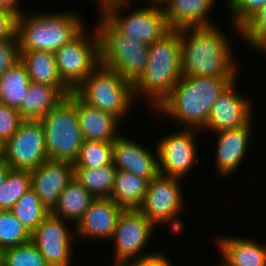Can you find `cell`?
<instances>
[{
	"instance_id": "obj_43",
	"label": "cell",
	"mask_w": 266,
	"mask_h": 266,
	"mask_svg": "<svg viewBox=\"0 0 266 266\" xmlns=\"http://www.w3.org/2000/svg\"><path fill=\"white\" fill-rule=\"evenodd\" d=\"M114 266H132V261H114ZM128 263V264H127Z\"/></svg>"
},
{
	"instance_id": "obj_47",
	"label": "cell",
	"mask_w": 266,
	"mask_h": 266,
	"mask_svg": "<svg viewBox=\"0 0 266 266\" xmlns=\"http://www.w3.org/2000/svg\"><path fill=\"white\" fill-rule=\"evenodd\" d=\"M153 1L160 2L161 0H151V2H153Z\"/></svg>"
},
{
	"instance_id": "obj_29",
	"label": "cell",
	"mask_w": 266,
	"mask_h": 266,
	"mask_svg": "<svg viewBox=\"0 0 266 266\" xmlns=\"http://www.w3.org/2000/svg\"><path fill=\"white\" fill-rule=\"evenodd\" d=\"M31 233L51 213L41 203L32 188L28 189L19 201L9 210Z\"/></svg>"
},
{
	"instance_id": "obj_8",
	"label": "cell",
	"mask_w": 266,
	"mask_h": 266,
	"mask_svg": "<svg viewBox=\"0 0 266 266\" xmlns=\"http://www.w3.org/2000/svg\"><path fill=\"white\" fill-rule=\"evenodd\" d=\"M85 31L54 52L61 81L71 92L100 64L98 31L89 37Z\"/></svg>"
},
{
	"instance_id": "obj_16",
	"label": "cell",
	"mask_w": 266,
	"mask_h": 266,
	"mask_svg": "<svg viewBox=\"0 0 266 266\" xmlns=\"http://www.w3.org/2000/svg\"><path fill=\"white\" fill-rule=\"evenodd\" d=\"M31 173V188L41 203L52 212L60 195L74 177V164L67 161L47 159Z\"/></svg>"
},
{
	"instance_id": "obj_4",
	"label": "cell",
	"mask_w": 266,
	"mask_h": 266,
	"mask_svg": "<svg viewBox=\"0 0 266 266\" xmlns=\"http://www.w3.org/2000/svg\"><path fill=\"white\" fill-rule=\"evenodd\" d=\"M57 13V14H56ZM76 13H34L17 16L20 51L55 52L75 38L86 26Z\"/></svg>"
},
{
	"instance_id": "obj_38",
	"label": "cell",
	"mask_w": 266,
	"mask_h": 266,
	"mask_svg": "<svg viewBox=\"0 0 266 266\" xmlns=\"http://www.w3.org/2000/svg\"><path fill=\"white\" fill-rule=\"evenodd\" d=\"M17 30V15L0 7V41L14 37Z\"/></svg>"
},
{
	"instance_id": "obj_46",
	"label": "cell",
	"mask_w": 266,
	"mask_h": 266,
	"mask_svg": "<svg viewBox=\"0 0 266 266\" xmlns=\"http://www.w3.org/2000/svg\"><path fill=\"white\" fill-rule=\"evenodd\" d=\"M222 264V265H221ZM221 264H219V266H229L227 263H225L224 261L221 263Z\"/></svg>"
},
{
	"instance_id": "obj_3",
	"label": "cell",
	"mask_w": 266,
	"mask_h": 266,
	"mask_svg": "<svg viewBox=\"0 0 266 266\" xmlns=\"http://www.w3.org/2000/svg\"><path fill=\"white\" fill-rule=\"evenodd\" d=\"M181 77V39L179 30L171 29L150 44L145 69L132 83L134 98L142 94L156 109Z\"/></svg>"
},
{
	"instance_id": "obj_24",
	"label": "cell",
	"mask_w": 266,
	"mask_h": 266,
	"mask_svg": "<svg viewBox=\"0 0 266 266\" xmlns=\"http://www.w3.org/2000/svg\"><path fill=\"white\" fill-rule=\"evenodd\" d=\"M94 199L95 197L73 177L51 213L66 221L71 220L76 226Z\"/></svg>"
},
{
	"instance_id": "obj_7",
	"label": "cell",
	"mask_w": 266,
	"mask_h": 266,
	"mask_svg": "<svg viewBox=\"0 0 266 266\" xmlns=\"http://www.w3.org/2000/svg\"><path fill=\"white\" fill-rule=\"evenodd\" d=\"M74 93L87 104L118 118L134 103L133 84L118 72L99 64Z\"/></svg>"
},
{
	"instance_id": "obj_30",
	"label": "cell",
	"mask_w": 266,
	"mask_h": 266,
	"mask_svg": "<svg viewBox=\"0 0 266 266\" xmlns=\"http://www.w3.org/2000/svg\"><path fill=\"white\" fill-rule=\"evenodd\" d=\"M30 188V171L10 169L4 184L0 187V211L10 210Z\"/></svg>"
},
{
	"instance_id": "obj_28",
	"label": "cell",
	"mask_w": 266,
	"mask_h": 266,
	"mask_svg": "<svg viewBox=\"0 0 266 266\" xmlns=\"http://www.w3.org/2000/svg\"><path fill=\"white\" fill-rule=\"evenodd\" d=\"M116 173L113 162L98 168H74V177L95 198H110Z\"/></svg>"
},
{
	"instance_id": "obj_33",
	"label": "cell",
	"mask_w": 266,
	"mask_h": 266,
	"mask_svg": "<svg viewBox=\"0 0 266 266\" xmlns=\"http://www.w3.org/2000/svg\"><path fill=\"white\" fill-rule=\"evenodd\" d=\"M1 266H49L38 248L26 243L2 250Z\"/></svg>"
},
{
	"instance_id": "obj_34",
	"label": "cell",
	"mask_w": 266,
	"mask_h": 266,
	"mask_svg": "<svg viewBox=\"0 0 266 266\" xmlns=\"http://www.w3.org/2000/svg\"><path fill=\"white\" fill-rule=\"evenodd\" d=\"M239 35L254 49L266 54V6L260 8L239 28Z\"/></svg>"
},
{
	"instance_id": "obj_11",
	"label": "cell",
	"mask_w": 266,
	"mask_h": 266,
	"mask_svg": "<svg viewBox=\"0 0 266 266\" xmlns=\"http://www.w3.org/2000/svg\"><path fill=\"white\" fill-rule=\"evenodd\" d=\"M3 155L14 170H34L48 158L44 129L39 120H23L4 144Z\"/></svg>"
},
{
	"instance_id": "obj_35",
	"label": "cell",
	"mask_w": 266,
	"mask_h": 266,
	"mask_svg": "<svg viewBox=\"0 0 266 266\" xmlns=\"http://www.w3.org/2000/svg\"><path fill=\"white\" fill-rule=\"evenodd\" d=\"M227 4L232 14V26L239 35V28L260 8L266 6V0H230Z\"/></svg>"
},
{
	"instance_id": "obj_31",
	"label": "cell",
	"mask_w": 266,
	"mask_h": 266,
	"mask_svg": "<svg viewBox=\"0 0 266 266\" xmlns=\"http://www.w3.org/2000/svg\"><path fill=\"white\" fill-rule=\"evenodd\" d=\"M113 162V143L84 140L74 168H98Z\"/></svg>"
},
{
	"instance_id": "obj_26",
	"label": "cell",
	"mask_w": 266,
	"mask_h": 266,
	"mask_svg": "<svg viewBox=\"0 0 266 266\" xmlns=\"http://www.w3.org/2000/svg\"><path fill=\"white\" fill-rule=\"evenodd\" d=\"M149 181L124 170H117L110 198L124 210L139 209Z\"/></svg>"
},
{
	"instance_id": "obj_23",
	"label": "cell",
	"mask_w": 266,
	"mask_h": 266,
	"mask_svg": "<svg viewBox=\"0 0 266 266\" xmlns=\"http://www.w3.org/2000/svg\"><path fill=\"white\" fill-rule=\"evenodd\" d=\"M220 254L229 266H266V246L244 237H220Z\"/></svg>"
},
{
	"instance_id": "obj_2",
	"label": "cell",
	"mask_w": 266,
	"mask_h": 266,
	"mask_svg": "<svg viewBox=\"0 0 266 266\" xmlns=\"http://www.w3.org/2000/svg\"><path fill=\"white\" fill-rule=\"evenodd\" d=\"M235 79L182 76L156 110L186 129L204 130L213 102Z\"/></svg>"
},
{
	"instance_id": "obj_6",
	"label": "cell",
	"mask_w": 266,
	"mask_h": 266,
	"mask_svg": "<svg viewBox=\"0 0 266 266\" xmlns=\"http://www.w3.org/2000/svg\"><path fill=\"white\" fill-rule=\"evenodd\" d=\"M39 121L48 158L74 164L84 141L76 114V94L71 92Z\"/></svg>"
},
{
	"instance_id": "obj_37",
	"label": "cell",
	"mask_w": 266,
	"mask_h": 266,
	"mask_svg": "<svg viewBox=\"0 0 266 266\" xmlns=\"http://www.w3.org/2000/svg\"><path fill=\"white\" fill-rule=\"evenodd\" d=\"M20 60V47L17 34L0 41V77Z\"/></svg>"
},
{
	"instance_id": "obj_42",
	"label": "cell",
	"mask_w": 266,
	"mask_h": 266,
	"mask_svg": "<svg viewBox=\"0 0 266 266\" xmlns=\"http://www.w3.org/2000/svg\"><path fill=\"white\" fill-rule=\"evenodd\" d=\"M10 169L4 155L0 156V187L4 184Z\"/></svg>"
},
{
	"instance_id": "obj_15",
	"label": "cell",
	"mask_w": 266,
	"mask_h": 266,
	"mask_svg": "<svg viewBox=\"0 0 266 266\" xmlns=\"http://www.w3.org/2000/svg\"><path fill=\"white\" fill-rule=\"evenodd\" d=\"M235 79L213 102L205 130L219 132L247 125L252 121V104L248 97L236 92Z\"/></svg>"
},
{
	"instance_id": "obj_19",
	"label": "cell",
	"mask_w": 266,
	"mask_h": 266,
	"mask_svg": "<svg viewBox=\"0 0 266 266\" xmlns=\"http://www.w3.org/2000/svg\"><path fill=\"white\" fill-rule=\"evenodd\" d=\"M252 122L247 125L216 132V168L221 176L232 174L247 155L249 139L252 133Z\"/></svg>"
},
{
	"instance_id": "obj_13",
	"label": "cell",
	"mask_w": 266,
	"mask_h": 266,
	"mask_svg": "<svg viewBox=\"0 0 266 266\" xmlns=\"http://www.w3.org/2000/svg\"><path fill=\"white\" fill-rule=\"evenodd\" d=\"M196 132L198 130L184 128L158 141L159 174L177 177L182 181L197 160Z\"/></svg>"
},
{
	"instance_id": "obj_36",
	"label": "cell",
	"mask_w": 266,
	"mask_h": 266,
	"mask_svg": "<svg viewBox=\"0 0 266 266\" xmlns=\"http://www.w3.org/2000/svg\"><path fill=\"white\" fill-rule=\"evenodd\" d=\"M23 121L16 108L0 104V142L4 145Z\"/></svg>"
},
{
	"instance_id": "obj_18",
	"label": "cell",
	"mask_w": 266,
	"mask_h": 266,
	"mask_svg": "<svg viewBox=\"0 0 266 266\" xmlns=\"http://www.w3.org/2000/svg\"><path fill=\"white\" fill-rule=\"evenodd\" d=\"M123 210L111 198H95L72 232L77 238L110 240Z\"/></svg>"
},
{
	"instance_id": "obj_9",
	"label": "cell",
	"mask_w": 266,
	"mask_h": 266,
	"mask_svg": "<svg viewBox=\"0 0 266 266\" xmlns=\"http://www.w3.org/2000/svg\"><path fill=\"white\" fill-rule=\"evenodd\" d=\"M180 178L158 174L148 183L142 206L138 209L154 226L168 223L174 233L183 230L178 218L183 209L184 199Z\"/></svg>"
},
{
	"instance_id": "obj_10",
	"label": "cell",
	"mask_w": 266,
	"mask_h": 266,
	"mask_svg": "<svg viewBox=\"0 0 266 266\" xmlns=\"http://www.w3.org/2000/svg\"><path fill=\"white\" fill-rule=\"evenodd\" d=\"M149 7H140L131 14L121 15L123 3L107 9L103 15L123 34L152 44L167 34L171 28L168 25L160 2L153 1ZM123 16V17H122Z\"/></svg>"
},
{
	"instance_id": "obj_39",
	"label": "cell",
	"mask_w": 266,
	"mask_h": 266,
	"mask_svg": "<svg viewBox=\"0 0 266 266\" xmlns=\"http://www.w3.org/2000/svg\"><path fill=\"white\" fill-rule=\"evenodd\" d=\"M169 261L170 260L163 252H159L153 257L132 261V266H172Z\"/></svg>"
},
{
	"instance_id": "obj_25",
	"label": "cell",
	"mask_w": 266,
	"mask_h": 266,
	"mask_svg": "<svg viewBox=\"0 0 266 266\" xmlns=\"http://www.w3.org/2000/svg\"><path fill=\"white\" fill-rule=\"evenodd\" d=\"M20 61L30 82L54 87H66L59 76L54 52L20 51Z\"/></svg>"
},
{
	"instance_id": "obj_32",
	"label": "cell",
	"mask_w": 266,
	"mask_h": 266,
	"mask_svg": "<svg viewBox=\"0 0 266 266\" xmlns=\"http://www.w3.org/2000/svg\"><path fill=\"white\" fill-rule=\"evenodd\" d=\"M31 242V232L10 212L0 211V250Z\"/></svg>"
},
{
	"instance_id": "obj_45",
	"label": "cell",
	"mask_w": 266,
	"mask_h": 266,
	"mask_svg": "<svg viewBox=\"0 0 266 266\" xmlns=\"http://www.w3.org/2000/svg\"><path fill=\"white\" fill-rule=\"evenodd\" d=\"M2 264V251L0 250V266Z\"/></svg>"
},
{
	"instance_id": "obj_20",
	"label": "cell",
	"mask_w": 266,
	"mask_h": 266,
	"mask_svg": "<svg viewBox=\"0 0 266 266\" xmlns=\"http://www.w3.org/2000/svg\"><path fill=\"white\" fill-rule=\"evenodd\" d=\"M215 0H161L168 25L171 29L206 27L215 25L209 11Z\"/></svg>"
},
{
	"instance_id": "obj_5",
	"label": "cell",
	"mask_w": 266,
	"mask_h": 266,
	"mask_svg": "<svg viewBox=\"0 0 266 266\" xmlns=\"http://www.w3.org/2000/svg\"><path fill=\"white\" fill-rule=\"evenodd\" d=\"M99 18L100 64L133 83L145 69L150 44L121 33L103 14Z\"/></svg>"
},
{
	"instance_id": "obj_22",
	"label": "cell",
	"mask_w": 266,
	"mask_h": 266,
	"mask_svg": "<svg viewBox=\"0 0 266 266\" xmlns=\"http://www.w3.org/2000/svg\"><path fill=\"white\" fill-rule=\"evenodd\" d=\"M70 93L67 87L30 82L24 100L17 110L23 120H40Z\"/></svg>"
},
{
	"instance_id": "obj_12",
	"label": "cell",
	"mask_w": 266,
	"mask_h": 266,
	"mask_svg": "<svg viewBox=\"0 0 266 266\" xmlns=\"http://www.w3.org/2000/svg\"><path fill=\"white\" fill-rule=\"evenodd\" d=\"M154 227L138 209L123 210L111 238L115 244L114 261H135L157 255L155 251L141 252L149 243Z\"/></svg>"
},
{
	"instance_id": "obj_40",
	"label": "cell",
	"mask_w": 266,
	"mask_h": 266,
	"mask_svg": "<svg viewBox=\"0 0 266 266\" xmlns=\"http://www.w3.org/2000/svg\"><path fill=\"white\" fill-rule=\"evenodd\" d=\"M98 1V5H99V13L103 14L107 9H109L110 7L116 6V5H120L123 3H129L130 1L132 2V0H97Z\"/></svg>"
},
{
	"instance_id": "obj_41",
	"label": "cell",
	"mask_w": 266,
	"mask_h": 266,
	"mask_svg": "<svg viewBox=\"0 0 266 266\" xmlns=\"http://www.w3.org/2000/svg\"><path fill=\"white\" fill-rule=\"evenodd\" d=\"M18 3L19 0H0V7L10 10L18 16L22 13Z\"/></svg>"
},
{
	"instance_id": "obj_1",
	"label": "cell",
	"mask_w": 266,
	"mask_h": 266,
	"mask_svg": "<svg viewBox=\"0 0 266 266\" xmlns=\"http://www.w3.org/2000/svg\"><path fill=\"white\" fill-rule=\"evenodd\" d=\"M219 28L212 25L178 29L181 39L182 76L238 77L231 44L225 32Z\"/></svg>"
},
{
	"instance_id": "obj_44",
	"label": "cell",
	"mask_w": 266,
	"mask_h": 266,
	"mask_svg": "<svg viewBox=\"0 0 266 266\" xmlns=\"http://www.w3.org/2000/svg\"><path fill=\"white\" fill-rule=\"evenodd\" d=\"M3 144L0 142V156H2L3 155Z\"/></svg>"
},
{
	"instance_id": "obj_17",
	"label": "cell",
	"mask_w": 266,
	"mask_h": 266,
	"mask_svg": "<svg viewBox=\"0 0 266 266\" xmlns=\"http://www.w3.org/2000/svg\"><path fill=\"white\" fill-rule=\"evenodd\" d=\"M113 163L117 170L130 172L148 181L159 174L157 149L156 154L151 153L144 145L123 135L113 142Z\"/></svg>"
},
{
	"instance_id": "obj_14",
	"label": "cell",
	"mask_w": 266,
	"mask_h": 266,
	"mask_svg": "<svg viewBox=\"0 0 266 266\" xmlns=\"http://www.w3.org/2000/svg\"><path fill=\"white\" fill-rule=\"evenodd\" d=\"M66 222L50 213L31 233V242L49 266H70L73 246L71 238L76 235L70 232Z\"/></svg>"
},
{
	"instance_id": "obj_21",
	"label": "cell",
	"mask_w": 266,
	"mask_h": 266,
	"mask_svg": "<svg viewBox=\"0 0 266 266\" xmlns=\"http://www.w3.org/2000/svg\"><path fill=\"white\" fill-rule=\"evenodd\" d=\"M76 114L84 140L113 143L120 135V120L108 112L93 107L76 95ZM118 133V134H117Z\"/></svg>"
},
{
	"instance_id": "obj_27",
	"label": "cell",
	"mask_w": 266,
	"mask_h": 266,
	"mask_svg": "<svg viewBox=\"0 0 266 266\" xmlns=\"http://www.w3.org/2000/svg\"><path fill=\"white\" fill-rule=\"evenodd\" d=\"M30 78L19 60L0 77V104L18 109L28 91Z\"/></svg>"
}]
</instances>
